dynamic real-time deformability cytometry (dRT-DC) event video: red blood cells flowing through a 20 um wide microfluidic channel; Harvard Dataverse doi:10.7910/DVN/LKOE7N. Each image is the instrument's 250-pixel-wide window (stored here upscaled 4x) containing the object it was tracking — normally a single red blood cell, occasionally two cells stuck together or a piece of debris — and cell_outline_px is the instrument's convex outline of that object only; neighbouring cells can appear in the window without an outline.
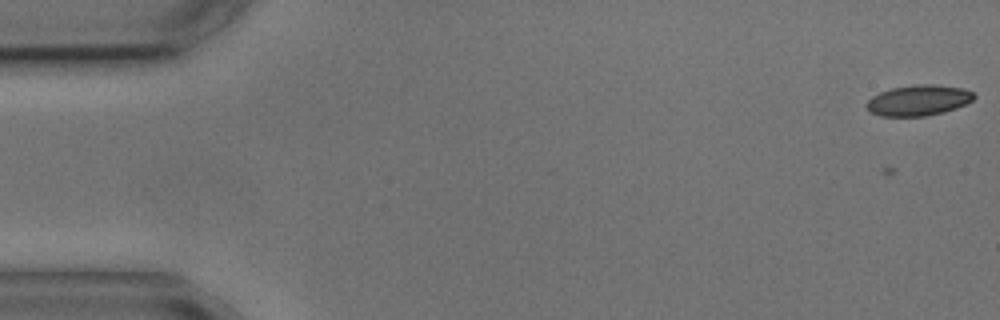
{"species": "common noctule bat (a hibernating species)", "species_latin": "Nyctalus noctula", "temperature_condition": "cold", "stored_images_in_passage": 8, "camera_frame_rate_fps": 3000, "um_per_image_px": 0.085, "animal": {"sex": "male", "body_mass_g": 17.9, "forearm_length_mm": 54.2}, "frame": {"image": 1, "passage_image": 2, "time_ms": 1.0, "image_size_px": [1000, 320], "cell_outline_px": [[976, 96], [972, 100], [956, 108], [944, 112], [928, 116], [880, 116], [868, 112], [864, 104], [872, 96], [880, 92], [892, 88], [916, 84], [932, 84], [964, 88], [972, 92]], "centroid_in_image_um": [78.03, 8.53], "position_along_channel_um": 7.0, "area_um2": 19.36}}